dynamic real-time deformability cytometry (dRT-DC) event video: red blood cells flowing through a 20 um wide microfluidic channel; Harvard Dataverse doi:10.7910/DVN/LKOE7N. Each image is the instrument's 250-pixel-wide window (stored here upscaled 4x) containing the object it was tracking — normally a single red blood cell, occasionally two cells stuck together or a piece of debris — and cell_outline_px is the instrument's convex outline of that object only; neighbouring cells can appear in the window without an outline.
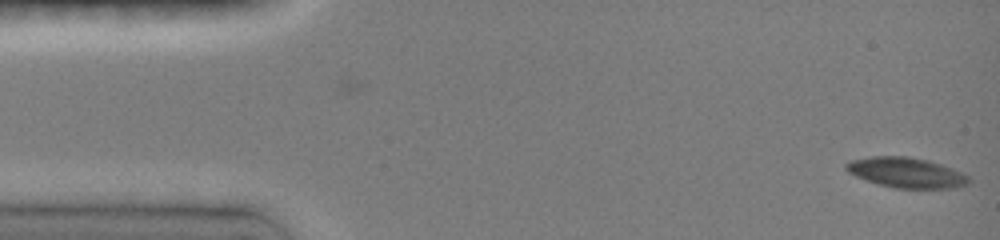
{"species": "common noctule bat (a hibernating species)", "species_latin": "Nyctalus noctula", "temperature_condition": "room temperature", "stored_images_in_passage": 6, "camera_frame_rate_fps": 3000, "um_per_image_px": 0.085, "animal": {"sex": "female", "body_mass_g": 19.0, "forearm_length_mm": 51.5}, "frame": {"image": 1, "passage_image": 6, "time_ms": 1.667, "image_size_px": [1000, 240], "cell_outline_px": [[972, 180], [968, 184], [956, 188], [896, 188], [876, 184], [856, 176], [848, 172], [844, 168], [844, 164], [852, 160], [872, 156], [908, 156], [940, 164], [952, 168], [968, 176]], "centroid_in_image_um": [77.02, 14.68], "position_along_channel_um": 8.0, "area_um2": 21.56}}